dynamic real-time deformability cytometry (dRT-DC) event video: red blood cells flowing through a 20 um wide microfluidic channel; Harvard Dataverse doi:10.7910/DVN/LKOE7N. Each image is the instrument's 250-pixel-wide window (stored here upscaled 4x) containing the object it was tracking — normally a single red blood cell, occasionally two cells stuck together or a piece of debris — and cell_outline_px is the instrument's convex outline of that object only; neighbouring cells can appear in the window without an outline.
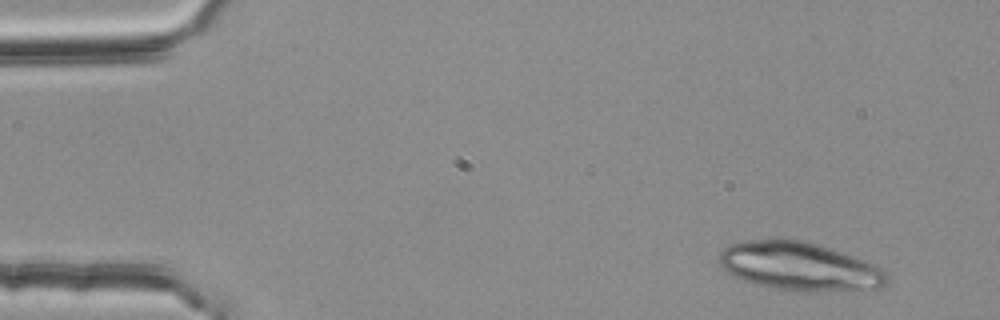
{"species": "common noctule bat (a hibernating species)", "species_latin": "Nyctalus noctula", "temperature_condition": "room temperature", "stored_images_in_passage": 51, "camera_frame_rate_fps": 3000, "um_per_image_px": 0.085, "animal": {"sex": "female", "body_mass_g": 25.1}, "frame": {"image": 1, "passage_image": 3, "time_ms": 0.667, "image_size_px": [1000, 320], "cell_outline_px": [[888, 284], [884, 288], [812, 292], [788, 292], [756, 284], [744, 280], [728, 272], [720, 264], [720, 252], [728, 244], [748, 240], [784, 236], [804, 240], [820, 244], [856, 256], [876, 264], [888, 272]], "centroid_in_image_um": [68.01, 22.62], "position_along_channel_um": 17.0, "area_um2": 48.78}}
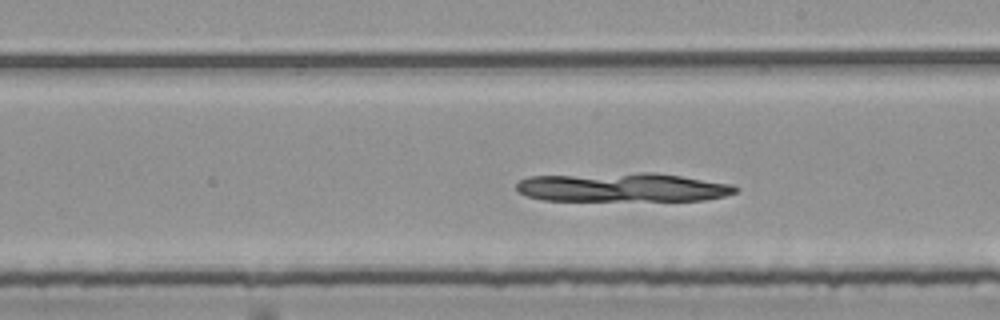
{"frame": {"image": 2, "passage_image": 29, "time_ms": 9.333, "image_size_px": [1000, 320], "cell_outline_px": [[740, 188], [736, 192], [724, 196], [704, 200], [544, 200], [528, 196], [516, 192], [516, 184], [520, 180], [528, 176], [640, 172], [656, 172], [732, 184]], "centroid_in_image_um": [52.9, 15.91], "position_along_channel_um": 236.1, "area_um2": 37.11}}
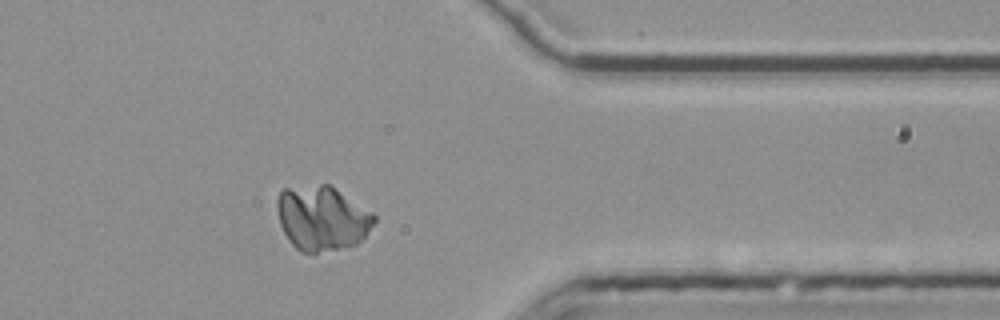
{"frame": {"image": 3, "passage_image": 42, "time_ms": 13.667, "image_size_px": [1000, 320], "cell_outline_px": [[376, 220], [368, 232], [356, 244], [316, 252], [300, 252], [292, 244], [284, 232], [280, 224], [276, 208], [276, 200], [280, 192], [284, 188], [320, 184], [328, 184], [372, 212], [376, 216]], "centroid_in_image_um": [27.34, 18.53], "position_along_channel_um": 384.1, "area_um2": 36.13}}